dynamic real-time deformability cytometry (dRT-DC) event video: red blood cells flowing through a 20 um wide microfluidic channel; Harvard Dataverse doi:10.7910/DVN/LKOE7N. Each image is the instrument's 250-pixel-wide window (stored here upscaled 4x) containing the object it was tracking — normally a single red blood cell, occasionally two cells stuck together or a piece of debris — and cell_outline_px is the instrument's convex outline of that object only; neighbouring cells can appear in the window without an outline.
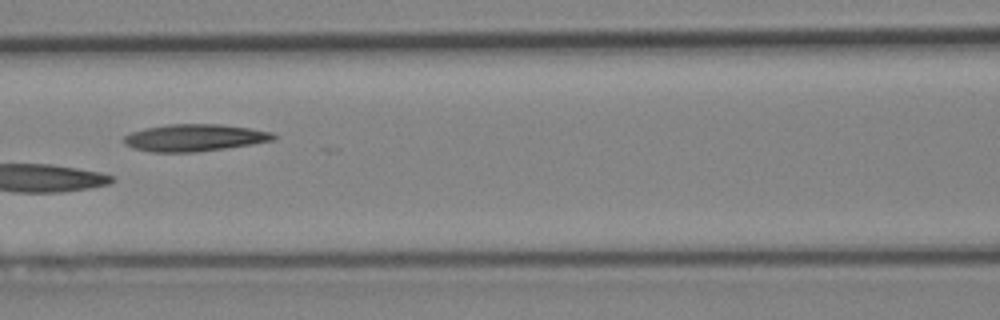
{"species": "Egyptian fruit bat (a non-hibernating species)", "species_latin": "Rousettus aegyptiacus", "temperature_condition": "cold", "stored_images_in_passage": 7, "camera_frame_rate_fps": 3000, "um_per_image_px": 0.085, "animal": {"sex": "female"}, "frame": {"image": 1, "passage_image": 5, "time_ms": 4.667, "image_size_px": [1000, 320], "cell_outline_px": [[280, 136], [276, 140], [252, 144], [196, 152], [152, 152], [132, 148], [124, 144], [124, 136], [132, 132], [144, 128], [168, 124], [220, 124], [248, 128], [272, 132]], "centroid_in_image_um": [16.55, 11.7], "position_along_channel_um": 150.0, "area_um2": 23.7}}